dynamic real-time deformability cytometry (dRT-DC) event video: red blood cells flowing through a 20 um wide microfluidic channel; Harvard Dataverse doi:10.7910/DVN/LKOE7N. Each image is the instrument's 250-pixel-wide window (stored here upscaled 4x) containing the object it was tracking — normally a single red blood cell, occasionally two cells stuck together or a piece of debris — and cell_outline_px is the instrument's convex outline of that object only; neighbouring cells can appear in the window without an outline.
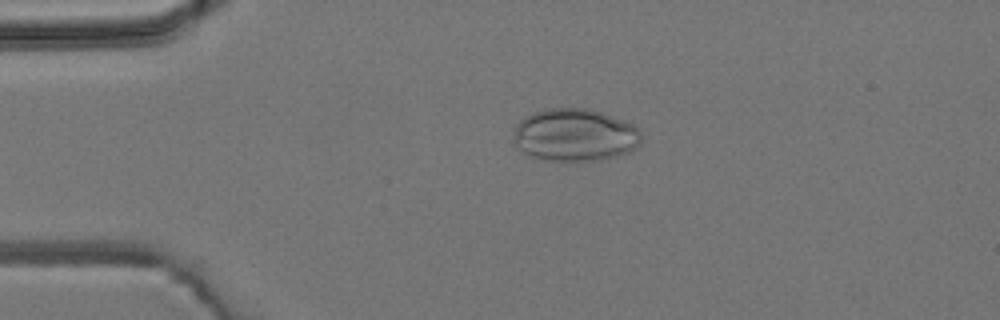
{"species": "common noctule bat (a hibernating species)", "species_latin": "Nyctalus noctula", "temperature_condition": "room temperature", "stored_images_in_passage": 4, "camera_frame_rate_fps": 3000, "um_per_image_px": 0.085, "animal": {"sex": "male", "body_mass_g": 19.2, "forearm_length_mm": 51.8}, "frame": {"image": 1, "passage_image": 3, "time_ms": 2.0, "image_size_px": [1000, 320], "cell_outline_px": [[640, 144], [636, 148], [628, 152], [600, 160], [544, 160], [532, 156], [516, 148], [512, 144], [516, 124], [524, 116], [532, 112], [552, 108], [588, 108], [624, 120], [632, 124], [640, 132]], "centroid_in_image_um": [48.82, 11.47], "position_along_channel_um": 36.2, "area_um2": 39.19}}